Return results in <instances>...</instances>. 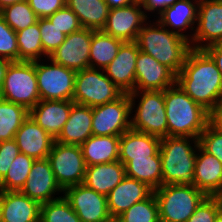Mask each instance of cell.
I'll list each match as a JSON object with an SVG mask.
<instances>
[{
    "label": "cell",
    "mask_w": 222,
    "mask_h": 222,
    "mask_svg": "<svg viewBox=\"0 0 222 222\" xmlns=\"http://www.w3.org/2000/svg\"><path fill=\"white\" fill-rule=\"evenodd\" d=\"M176 84L210 114L222 105V76L204 49H191Z\"/></svg>",
    "instance_id": "cell-1"
},
{
    "label": "cell",
    "mask_w": 222,
    "mask_h": 222,
    "mask_svg": "<svg viewBox=\"0 0 222 222\" xmlns=\"http://www.w3.org/2000/svg\"><path fill=\"white\" fill-rule=\"evenodd\" d=\"M155 22L148 20L150 25L147 22L143 25L135 42L140 51L166 65L177 75L192 49L191 44L182 36L163 27L157 20Z\"/></svg>",
    "instance_id": "cell-2"
},
{
    "label": "cell",
    "mask_w": 222,
    "mask_h": 222,
    "mask_svg": "<svg viewBox=\"0 0 222 222\" xmlns=\"http://www.w3.org/2000/svg\"><path fill=\"white\" fill-rule=\"evenodd\" d=\"M168 136L193 137L210 122V113L192 100L176 83L164 90Z\"/></svg>",
    "instance_id": "cell-3"
},
{
    "label": "cell",
    "mask_w": 222,
    "mask_h": 222,
    "mask_svg": "<svg viewBox=\"0 0 222 222\" xmlns=\"http://www.w3.org/2000/svg\"><path fill=\"white\" fill-rule=\"evenodd\" d=\"M194 144L193 146L191 144ZM199 139L167 136L161 138L162 185L194 186V168Z\"/></svg>",
    "instance_id": "cell-4"
},
{
    "label": "cell",
    "mask_w": 222,
    "mask_h": 222,
    "mask_svg": "<svg viewBox=\"0 0 222 222\" xmlns=\"http://www.w3.org/2000/svg\"><path fill=\"white\" fill-rule=\"evenodd\" d=\"M160 222H187L206 195L190 185L166 184L154 190Z\"/></svg>",
    "instance_id": "cell-5"
},
{
    "label": "cell",
    "mask_w": 222,
    "mask_h": 222,
    "mask_svg": "<svg viewBox=\"0 0 222 222\" xmlns=\"http://www.w3.org/2000/svg\"><path fill=\"white\" fill-rule=\"evenodd\" d=\"M138 97L139 104L133 111ZM129 99L131 113L135 112L131 116V129L159 138L168 136L164 91H133L129 94Z\"/></svg>",
    "instance_id": "cell-6"
},
{
    "label": "cell",
    "mask_w": 222,
    "mask_h": 222,
    "mask_svg": "<svg viewBox=\"0 0 222 222\" xmlns=\"http://www.w3.org/2000/svg\"><path fill=\"white\" fill-rule=\"evenodd\" d=\"M0 98L30 110L39 101V90L34 62H11L0 87Z\"/></svg>",
    "instance_id": "cell-7"
},
{
    "label": "cell",
    "mask_w": 222,
    "mask_h": 222,
    "mask_svg": "<svg viewBox=\"0 0 222 222\" xmlns=\"http://www.w3.org/2000/svg\"><path fill=\"white\" fill-rule=\"evenodd\" d=\"M122 94L102 69L87 68L76 73L73 95L76 104L95 107L114 101Z\"/></svg>",
    "instance_id": "cell-8"
},
{
    "label": "cell",
    "mask_w": 222,
    "mask_h": 222,
    "mask_svg": "<svg viewBox=\"0 0 222 222\" xmlns=\"http://www.w3.org/2000/svg\"><path fill=\"white\" fill-rule=\"evenodd\" d=\"M47 159L63 191L84 182L86 164L81 146L54 141Z\"/></svg>",
    "instance_id": "cell-9"
},
{
    "label": "cell",
    "mask_w": 222,
    "mask_h": 222,
    "mask_svg": "<svg viewBox=\"0 0 222 222\" xmlns=\"http://www.w3.org/2000/svg\"><path fill=\"white\" fill-rule=\"evenodd\" d=\"M35 61L40 100H70L73 101L75 77L77 71L54 63Z\"/></svg>",
    "instance_id": "cell-10"
},
{
    "label": "cell",
    "mask_w": 222,
    "mask_h": 222,
    "mask_svg": "<svg viewBox=\"0 0 222 222\" xmlns=\"http://www.w3.org/2000/svg\"><path fill=\"white\" fill-rule=\"evenodd\" d=\"M131 102L123 93L114 101L92 107V133L96 136H121L131 128Z\"/></svg>",
    "instance_id": "cell-11"
},
{
    "label": "cell",
    "mask_w": 222,
    "mask_h": 222,
    "mask_svg": "<svg viewBox=\"0 0 222 222\" xmlns=\"http://www.w3.org/2000/svg\"><path fill=\"white\" fill-rule=\"evenodd\" d=\"M63 194L81 222H103L111 217L107 196L97 193L83 183L66 188Z\"/></svg>",
    "instance_id": "cell-12"
},
{
    "label": "cell",
    "mask_w": 222,
    "mask_h": 222,
    "mask_svg": "<svg viewBox=\"0 0 222 222\" xmlns=\"http://www.w3.org/2000/svg\"><path fill=\"white\" fill-rule=\"evenodd\" d=\"M142 9L140 1L110 9L106 25L102 31L124 42H135L139 31L149 19Z\"/></svg>",
    "instance_id": "cell-13"
},
{
    "label": "cell",
    "mask_w": 222,
    "mask_h": 222,
    "mask_svg": "<svg viewBox=\"0 0 222 222\" xmlns=\"http://www.w3.org/2000/svg\"><path fill=\"white\" fill-rule=\"evenodd\" d=\"M222 42V0H202L199 2L198 18L194 35L190 42L193 49Z\"/></svg>",
    "instance_id": "cell-14"
},
{
    "label": "cell",
    "mask_w": 222,
    "mask_h": 222,
    "mask_svg": "<svg viewBox=\"0 0 222 222\" xmlns=\"http://www.w3.org/2000/svg\"><path fill=\"white\" fill-rule=\"evenodd\" d=\"M93 30L81 28L66 35L64 42L49 56L54 63L75 71L89 68Z\"/></svg>",
    "instance_id": "cell-15"
},
{
    "label": "cell",
    "mask_w": 222,
    "mask_h": 222,
    "mask_svg": "<svg viewBox=\"0 0 222 222\" xmlns=\"http://www.w3.org/2000/svg\"><path fill=\"white\" fill-rule=\"evenodd\" d=\"M176 83V74L152 56L139 51L136 60L135 91H164Z\"/></svg>",
    "instance_id": "cell-16"
},
{
    "label": "cell",
    "mask_w": 222,
    "mask_h": 222,
    "mask_svg": "<svg viewBox=\"0 0 222 222\" xmlns=\"http://www.w3.org/2000/svg\"><path fill=\"white\" fill-rule=\"evenodd\" d=\"M21 192L40 204L62 197H54L56 192L63 194V190L58 185L47 158L36 159L33 162L31 171Z\"/></svg>",
    "instance_id": "cell-17"
},
{
    "label": "cell",
    "mask_w": 222,
    "mask_h": 222,
    "mask_svg": "<svg viewBox=\"0 0 222 222\" xmlns=\"http://www.w3.org/2000/svg\"><path fill=\"white\" fill-rule=\"evenodd\" d=\"M139 51L136 42H124L116 57L104 69L107 77L123 93L130 94L135 91L136 60Z\"/></svg>",
    "instance_id": "cell-18"
},
{
    "label": "cell",
    "mask_w": 222,
    "mask_h": 222,
    "mask_svg": "<svg viewBox=\"0 0 222 222\" xmlns=\"http://www.w3.org/2000/svg\"><path fill=\"white\" fill-rule=\"evenodd\" d=\"M153 192L147 184L125 176L107 195L110 216L118 218L133 204L149 198Z\"/></svg>",
    "instance_id": "cell-19"
},
{
    "label": "cell",
    "mask_w": 222,
    "mask_h": 222,
    "mask_svg": "<svg viewBox=\"0 0 222 222\" xmlns=\"http://www.w3.org/2000/svg\"><path fill=\"white\" fill-rule=\"evenodd\" d=\"M41 204L21 191H0L1 222H40Z\"/></svg>",
    "instance_id": "cell-20"
},
{
    "label": "cell",
    "mask_w": 222,
    "mask_h": 222,
    "mask_svg": "<svg viewBox=\"0 0 222 222\" xmlns=\"http://www.w3.org/2000/svg\"><path fill=\"white\" fill-rule=\"evenodd\" d=\"M194 186L206 196L222 197V163L200 145L196 154Z\"/></svg>",
    "instance_id": "cell-21"
},
{
    "label": "cell",
    "mask_w": 222,
    "mask_h": 222,
    "mask_svg": "<svg viewBox=\"0 0 222 222\" xmlns=\"http://www.w3.org/2000/svg\"><path fill=\"white\" fill-rule=\"evenodd\" d=\"M73 103L70 100H40L29 110V116L56 139L69 118Z\"/></svg>",
    "instance_id": "cell-22"
},
{
    "label": "cell",
    "mask_w": 222,
    "mask_h": 222,
    "mask_svg": "<svg viewBox=\"0 0 222 222\" xmlns=\"http://www.w3.org/2000/svg\"><path fill=\"white\" fill-rule=\"evenodd\" d=\"M14 140L20 153L36 159L49 155L55 139L39 126L30 116L15 133Z\"/></svg>",
    "instance_id": "cell-23"
},
{
    "label": "cell",
    "mask_w": 222,
    "mask_h": 222,
    "mask_svg": "<svg viewBox=\"0 0 222 222\" xmlns=\"http://www.w3.org/2000/svg\"><path fill=\"white\" fill-rule=\"evenodd\" d=\"M198 7L199 2L195 0H178L172 6H169L162 11L158 16L157 21L163 27H168V30L172 27V29H170L171 32L176 33L191 42L195 31L194 25L197 23ZM188 28L193 30V34L186 35L184 34L185 32H182Z\"/></svg>",
    "instance_id": "cell-24"
},
{
    "label": "cell",
    "mask_w": 222,
    "mask_h": 222,
    "mask_svg": "<svg viewBox=\"0 0 222 222\" xmlns=\"http://www.w3.org/2000/svg\"><path fill=\"white\" fill-rule=\"evenodd\" d=\"M92 135V107L73 103L69 118L55 141L81 146Z\"/></svg>",
    "instance_id": "cell-25"
},
{
    "label": "cell",
    "mask_w": 222,
    "mask_h": 222,
    "mask_svg": "<svg viewBox=\"0 0 222 222\" xmlns=\"http://www.w3.org/2000/svg\"><path fill=\"white\" fill-rule=\"evenodd\" d=\"M161 138L129 129L119 139V161L125 164L133 158L156 155L160 150Z\"/></svg>",
    "instance_id": "cell-26"
},
{
    "label": "cell",
    "mask_w": 222,
    "mask_h": 222,
    "mask_svg": "<svg viewBox=\"0 0 222 222\" xmlns=\"http://www.w3.org/2000/svg\"><path fill=\"white\" fill-rule=\"evenodd\" d=\"M126 176L125 166L115 161L106 164L86 166L83 184L99 194L107 196Z\"/></svg>",
    "instance_id": "cell-27"
},
{
    "label": "cell",
    "mask_w": 222,
    "mask_h": 222,
    "mask_svg": "<svg viewBox=\"0 0 222 222\" xmlns=\"http://www.w3.org/2000/svg\"><path fill=\"white\" fill-rule=\"evenodd\" d=\"M120 136L92 135L82 145L86 166L112 163L119 160Z\"/></svg>",
    "instance_id": "cell-28"
},
{
    "label": "cell",
    "mask_w": 222,
    "mask_h": 222,
    "mask_svg": "<svg viewBox=\"0 0 222 222\" xmlns=\"http://www.w3.org/2000/svg\"><path fill=\"white\" fill-rule=\"evenodd\" d=\"M66 5L83 28L99 31L105 27L110 10L105 0H66Z\"/></svg>",
    "instance_id": "cell-29"
},
{
    "label": "cell",
    "mask_w": 222,
    "mask_h": 222,
    "mask_svg": "<svg viewBox=\"0 0 222 222\" xmlns=\"http://www.w3.org/2000/svg\"><path fill=\"white\" fill-rule=\"evenodd\" d=\"M124 166L126 176L147 184L153 190L162 186V166L159 152L148 157L133 158L127 161Z\"/></svg>",
    "instance_id": "cell-30"
},
{
    "label": "cell",
    "mask_w": 222,
    "mask_h": 222,
    "mask_svg": "<svg viewBox=\"0 0 222 222\" xmlns=\"http://www.w3.org/2000/svg\"><path fill=\"white\" fill-rule=\"evenodd\" d=\"M124 43L121 39L93 30L90 44L89 68L104 70L116 57Z\"/></svg>",
    "instance_id": "cell-31"
},
{
    "label": "cell",
    "mask_w": 222,
    "mask_h": 222,
    "mask_svg": "<svg viewBox=\"0 0 222 222\" xmlns=\"http://www.w3.org/2000/svg\"><path fill=\"white\" fill-rule=\"evenodd\" d=\"M18 43V62H34L41 58H49L43 51L41 44V32L39 28V18L37 23L28 26L24 30L16 32ZM41 57V58H40Z\"/></svg>",
    "instance_id": "cell-32"
},
{
    "label": "cell",
    "mask_w": 222,
    "mask_h": 222,
    "mask_svg": "<svg viewBox=\"0 0 222 222\" xmlns=\"http://www.w3.org/2000/svg\"><path fill=\"white\" fill-rule=\"evenodd\" d=\"M28 116L29 110L25 107L0 98V142L14 139Z\"/></svg>",
    "instance_id": "cell-33"
},
{
    "label": "cell",
    "mask_w": 222,
    "mask_h": 222,
    "mask_svg": "<svg viewBox=\"0 0 222 222\" xmlns=\"http://www.w3.org/2000/svg\"><path fill=\"white\" fill-rule=\"evenodd\" d=\"M34 161V158L19 153L12 161L5 177L0 181V191H21Z\"/></svg>",
    "instance_id": "cell-34"
},
{
    "label": "cell",
    "mask_w": 222,
    "mask_h": 222,
    "mask_svg": "<svg viewBox=\"0 0 222 222\" xmlns=\"http://www.w3.org/2000/svg\"><path fill=\"white\" fill-rule=\"evenodd\" d=\"M0 15L15 32L24 30L38 21L27 0L4 7L0 10Z\"/></svg>",
    "instance_id": "cell-35"
},
{
    "label": "cell",
    "mask_w": 222,
    "mask_h": 222,
    "mask_svg": "<svg viewBox=\"0 0 222 222\" xmlns=\"http://www.w3.org/2000/svg\"><path fill=\"white\" fill-rule=\"evenodd\" d=\"M40 222H81L70 203L61 198L41 204Z\"/></svg>",
    "instance_id": "cell-36"
},
{
    "label": "cell",
    "mask_w": 222,
    "mask_h": 222,
    "mask_svg": "<svg viewBox=\"0 0 222 222\" xmlns=\"http://www.w3.org/2000/svg\"><path fill=\"white\" fill-rule=\"evenodd\" d=\"M118 218L121 222H160L154 193L149 198L133 204Z\"/></svg>",
    "instance_id": "cell-37"
},
{
    "label": "cell",
    "mask_w": 222,
    "mask_h": 222,
    "mask_svg": "<svg viewBox=\"0 0 222 222\" xmlns=\"http://www.w3.org/2000/svg\"><path fill=\"white\" fill-rule=\"evenodd\" d=\"M39 28L43 51L49 57L64 42L66 35L48 18H39Z\"/></svg>",
    "instance_id": "cell-38"
},
{
    "label": "cell",
    "mask_w": 222,
    "mask_h": 222,
    "mask_svg": "<svg viewBox=\"0 0 222 222\" xmlns=\"http://www.w3.org/2000/svg\"><path fill=\"white\" fill-rule=\"evenodd\" d=\"M0 58L18 62V43L16 32L0 15Z\"/></svg>",
    "instance_id": "cell-39"
},
{
    "label": "cell",
    "mask_w": 222,
    "mask_h": 222,
    "mask_svg": "<svg viewBox=\"0 0 222 222\" xmlns=\"http://www.w3.org/2000/svg\"><path fill=\"white\" fill-rule=\"evenodd\" d=\"M222 209V197L206 196L187 222H214Z\"/></svg>",
    "instance_id": "cell-40"
},
{
    "label": "cell",
    "mask_w": 222,
    "mask_h": 222,
    "mask_svg": "<svg viewBox=\"0 0 222 222\" xmlns=\"http://www.w3.org/2000/svg\"><path fill=\"white\" fill-rule=\"evenodd\" d=\"M199 145L222 163V132L211 122L207 124L205 130L200 134Z\"/></svg>",
    "instance_id": "cell-41"
},
{
    "label": "cell",
    "mask_w": 222,
    "mask_h": 222,
    "mask_svg": "<svg viewBox=\"0 0 222 222\" xmlns=\"http://www.w3.org/2000/svg\"><path fill=\"white\" fill-rule=\"evenodd\" d=\"M47 18L65 35H69L83 28L77 15L67 5Z\"/></svg>",
    "instance_id": "cell-42"
},
{
    "label": "cell",
    "mask_w": 222,
    "mask_h": 222,
    "mask_svg": "<svg viewBox=\"0 0 222 222\" xmlns=\"http://www.w3.org/2000/svg\"><path fill=\"white\" fill-rule=\"evenodd\" d=\"M20 153L14 139L0 142V181L5 177L12 161Z\"/></svg>",
    "instance_id": "cell-43"
},
{
    "label": "cell",
    "mask_w": 222,
    "mask_h": 222,
    "mask_svg": "<svg viewBox=\"0 0 222 222\" xmlns=\"http://www.w3.org/2000/svg\"><path fill=\"white\" fill-rule=\"evenodd\" d=\"M38 18H47L66 5V0H27Z\"/></svg>",
    "instance_id": "cell-44"
},
{
    "label": "cell",
    "mask_w": 222,
    "mask_h": 222,
    "mask_svg": "<svg viewBox=\"0 0 222 222\" xmlns=\"http://www.w3.org/2000/svg\"><path fill=\"white\" fill-rule=\"evenodd\" d=\"M176 1L178 0H141L140 2L146 15L147 12L155 13V11L158 12L157 14L159 15L163 10L172 6Z\"/></svg>",
    "instance_id": "cell-45"
},
{
    "label": "cell",
    "mask_w": 222,
    "mask_h": 222,
    "mask_svg": "<svg viewBox=\"0 0 222 222\" xmlns=\"http://www.w3.org/2000/svg\"><path fill=\"white\" fill-rule=\"evenodd\" d=\"M215 61L222 76V42L207 46L204 49Z\"/></svg>",
    "instance_id": "cell-46"
},
{
    "label": "cell",
    "mask_w": 222,
    "mask_h": 222,
    "mask_svg": "<svg viewBox=\"0 0 222 222\" xmlns=\"http://www.w3.org/2000/svg\"><path fill=\"white\" fill-rule=\"evenodd\" d=\"M210 122L222 132V105L210 114Z\"/></svg>",
    "instance_id": "cell-47"
},
{
    "label": "cell",
    "mask_w": 222,
    "mask_h": 222,
    "mask_svg": "<svg viewBox=\"0 0 222 222\" xmlns=\"http://www.w3.org/2000/svg\"><path fill=\"white\" fill-rule=\"evenodd\" d=\"M136 0H105L110 9L120 8L134 3Z\"/></svg>",
    "instance_id": "cell-48"
},
{
    "label": "cell",
    "mask_w": 222,
    "mask_h": 222,
    "mask_svg": "<svg viewBox=\"0 0 222 222\" xmlns=\"http://www.w3.org/2000/svg\"><path fill=\"white\" fill-rule=\"evenodd\" d=\"M10 63L11 61L8 59L0 58V87L3 84L5 73Z\"/></svg>",
    "instance_id": "cell-49"
},
{
    "label": "cell",
    "mask_w": 222,
    "mask_h": 222,
    "mask_svg": "<svg viewBox=\"0 0 222 222\" xmlns=\"http://www.w3.org/2000/svg\"><path fill=\"white\" fill-rule=\"evenodd\" d=\"M21 1H24V0H0V10L8 5H12L14 3L21 2Z\"/></svg>",
    "instance_id": "cell-50"
},
{
    "label": "cell",
    "mask_w": 222,
    "mask_h": 222,
    "mask_svg": "<svg viewBox=\"0 0 222 222\" xmlns=\"http://www.w3.org/2000/svg\"><path fill=\"white\" fill-rule=\"evenodd\" d=\"M214 222H222V209L218 212Z\"/></svg>",
    "instance_id": "cell-51"
},
{
    "label": "cell",
    "mask_w": 222,
    "mask_h": 222,
    "mask_svg": "<svg viewBox=\"0 0 222 222\" xmlns=\"http://www.w3.org/2000/svg\"><path fill=\"white\" fill-rule=\"evenodd\" d=\"M103 222H121V221L117 217H110L109 219H107L106 221H103Z\"/></svg>",
    "instance_id": "cell-52"
}]
</instances>
